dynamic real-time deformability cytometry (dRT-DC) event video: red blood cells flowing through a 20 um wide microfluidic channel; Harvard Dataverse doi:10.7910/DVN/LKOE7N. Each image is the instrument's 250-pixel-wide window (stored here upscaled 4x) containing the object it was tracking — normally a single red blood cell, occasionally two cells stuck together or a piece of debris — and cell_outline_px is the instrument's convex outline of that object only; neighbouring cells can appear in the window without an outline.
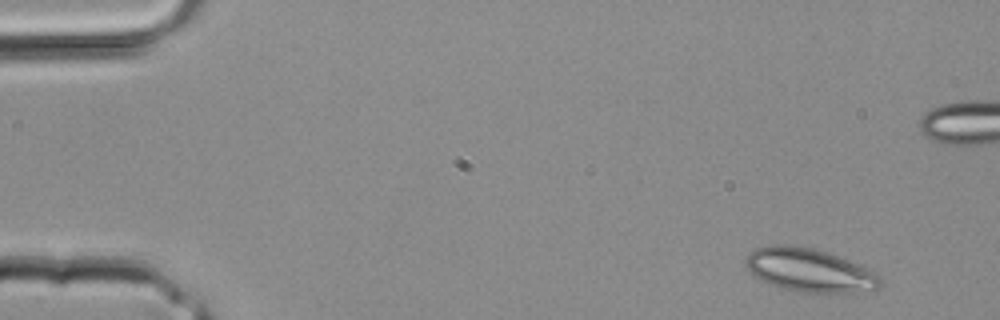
{"species": "common noctule bat (a hibernating species)", "species_latin": "Nyctalus noctula", "temperature_condition": "room temperature", "stored_images_in_passage": 4, "camera_frame_rate_fps": 3000, "um_per_image_px": 0.085, "animal": {"sex": "male", "body_mass_g": 20.4}, "frame": {"image": 1, "passage_image": 1, "time_ms": 0.0, "image_size_px": [1000, 320], "cell_outline_px": [[884, 284], [880, 288], [856, 292], [800, 292], [780, 288], [760, 280], [748, 268], [748, 252], [756, 248], [768, 244], [788, 244], [812, 248], [860, 264], [876, 272], [884, 280]], "centroid_in_image_um": [68.85, 22.97], "position_along_channel_um": 16.1, "area_um2": 33.99}}